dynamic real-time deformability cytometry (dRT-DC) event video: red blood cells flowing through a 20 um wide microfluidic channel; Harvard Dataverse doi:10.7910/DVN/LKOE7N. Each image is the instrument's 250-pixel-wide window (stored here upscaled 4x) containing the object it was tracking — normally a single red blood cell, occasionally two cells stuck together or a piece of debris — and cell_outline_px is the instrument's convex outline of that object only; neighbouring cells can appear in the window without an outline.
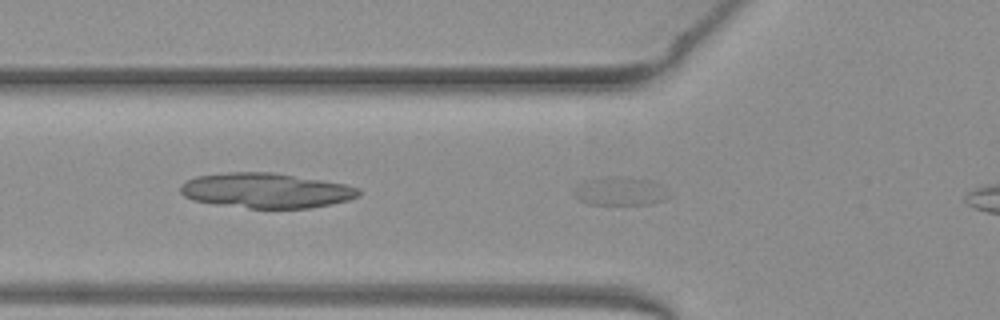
{"species": "common noctule bat (a hibernating species)", "species_latin": "Nyctalus noctula", "temperature_condition": "warm", "stored_images_in_passage": 4, "camera_frame_rate_fps": 3000, "um_per_image_px": 0.085, "animal": {"sex": "female", "body_mass_g": 19.3, "forearm_length_mm": 54.1}, "frame": {"image": 1, "passage_image": 2, "time_ms": 0.333, "image_size_px": [1000, 320], "cell_outline_px": [[672, 196], [664, 200], [648, 204], [588, 204], [580, 200], [572, 192], [576, 184], [580, 180], [604, 176], [628, 176], [648, 180], [656, 184]], "centroid_in_image_um": [52.61, 16.23], "position_along_channel_um": 73.2, "area_um2": 15.95}}